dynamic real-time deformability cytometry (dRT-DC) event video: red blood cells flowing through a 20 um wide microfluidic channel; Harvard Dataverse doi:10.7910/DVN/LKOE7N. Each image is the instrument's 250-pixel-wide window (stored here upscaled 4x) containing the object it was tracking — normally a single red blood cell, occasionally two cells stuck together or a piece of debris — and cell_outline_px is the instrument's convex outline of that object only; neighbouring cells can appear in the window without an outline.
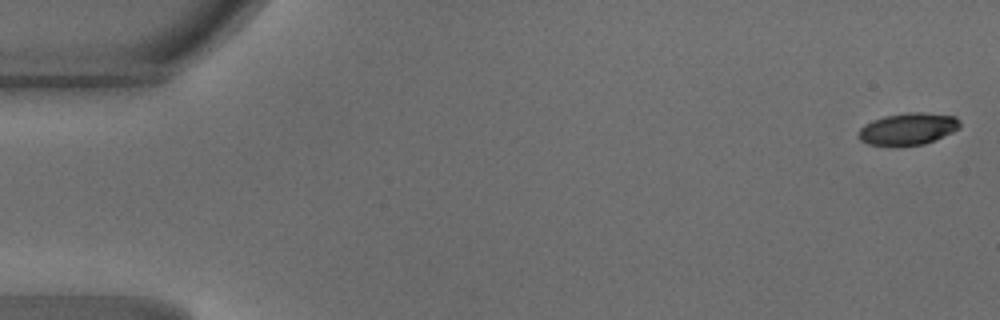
{"species": "common noctule bat (a hibernating species)", "species_latin": "Nyctalus noctula", "temperature_condition": "warm", "stored_images_in_passage": 45, "camera_frame_rate_fps": 3000, "um_per_image_px": 0.085, "animal": {"sex": "male", "body_mass_g": 18.8}, "frame": {"image": 1, "passage_image": 1, "time_ms": 0.0, "image_size_px": [1000, 320], "cell_outline_px": [[960, 128], [936, 140], [924, 144], [868, 144], [860, 140], [860, 128], [864, 124], [872, 120], [884, 116], [908, 112], [924, 112], [956, 116], [960, 120]], "centroid_in_image_um": [77.23, 10.92], "position_along_channel_um": 7.8, "area_um2": 18.61}}
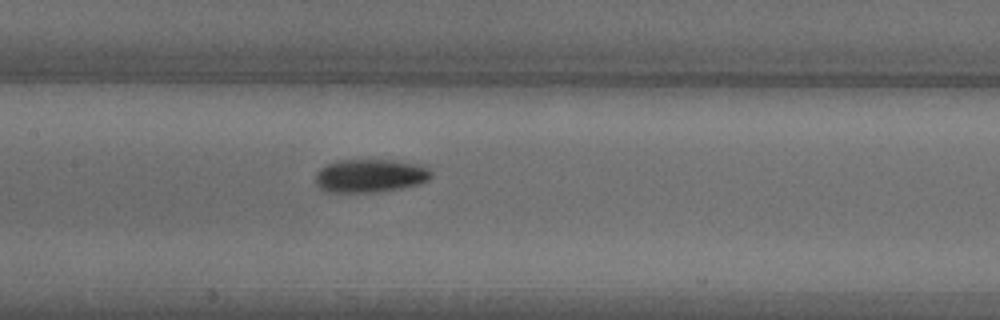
{"frame": {"image": 2, "passage_image": 23, "time_ms": 7.333, "image_size_px": [1000, 320], "cell_outline_px": [[432, 176], [428, 180], [420, 184], [380, 192], [324, 192], [316, 184], [316, 172], [320, 168], [336, 160], [392, 160], [424, 164], [432, 172]], "centroid_in_image_um": [31.49, 14.93], "position_along_channel_um": 175.9, "area_um2": 22.77}}
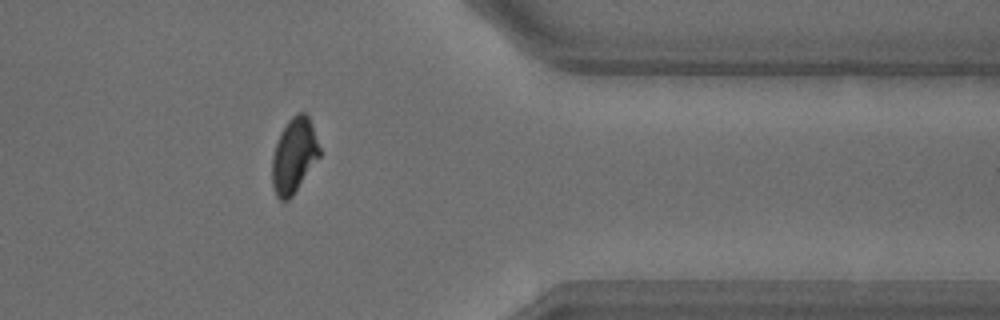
{"frame": {"image": 3, "passage_image": 39, "time_ms": 12.667, "image_size_px": [1000, 320], "cell_outline_px": [[320, 156], [292, 196], [288, 200], [280, 200], [276, 196], [272, 184], [272, 156], [280, 132], [288, 120], [296, 112], [304, 112], [308, 116], [320, 148]], "centroid_in_image_um": [24.97, 13.22], "position_along_channel_um": 386.4, "area_um2": 20.58}}